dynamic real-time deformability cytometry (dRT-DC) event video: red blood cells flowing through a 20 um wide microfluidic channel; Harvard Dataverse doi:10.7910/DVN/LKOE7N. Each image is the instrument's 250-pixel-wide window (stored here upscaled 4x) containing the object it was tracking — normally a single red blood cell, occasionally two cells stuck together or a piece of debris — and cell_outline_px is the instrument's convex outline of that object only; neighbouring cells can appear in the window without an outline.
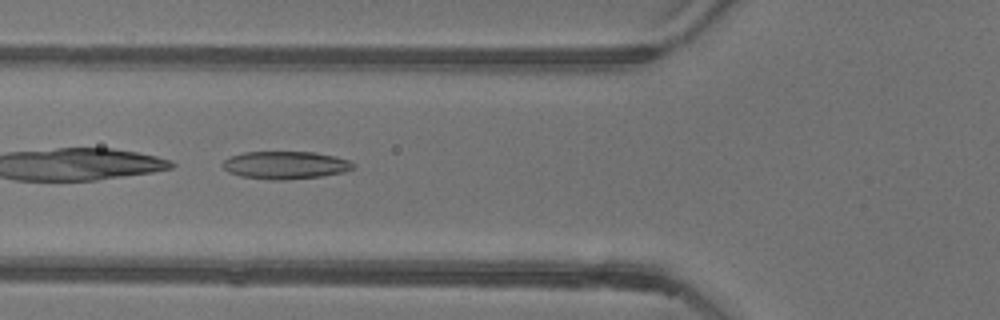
{"species": "common noctule bat (a hibernating species)", "species_latin": "Nyctalus noctula", "temperature_condition": "warm", "stored_images_in_passage": 38, "camera_frame_rate_fps": 3000, "um_per_image_px": 0.085, "animal": {"sex": "female"}, "frame": {"image": 1, "passage_image": 6, "time_ms": 1.667, "image_size_px": [1000, 320], "cell_outline_px": [[356, 168], [344, 172], [320, 176], [284, 180], [272, 180], [240, 176], [228, 172], [220, 164], [224, 160], [232, 156], [244, 152], [316, 152], [336, 156], [348, 160], [356, 164]], "centroid_in_image_um": [24.28, 14.03], "position_along_channel_um": 101.5, "area_um2": 21.21}}
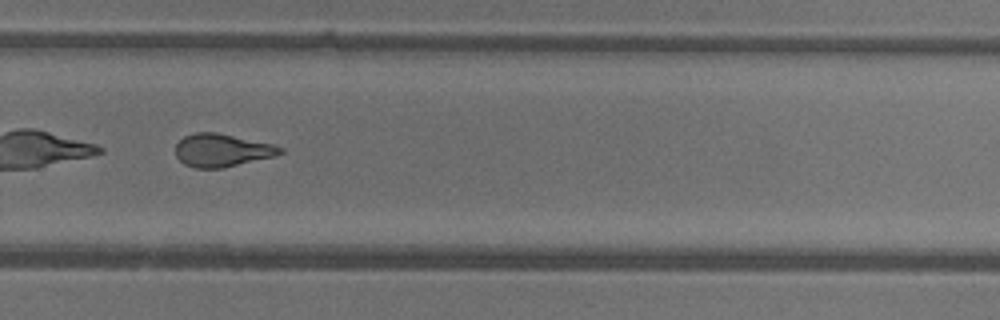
{"frame": {"image": 2, "passage_image": 22, "time_ms": 7.0, "image_size_px": [1000, 320], "cell_outline_px": [[284, 152], [276, 156], [224, 168], [196, 168], [184, 164], [176, 156], [176, 144], [184, 136], [196, 132], [216, 132], [272, 144], [284, 148]], "centroid_in_image_um": [18.88, 12.78], "position_along_channel_um": 310.9, "area_um2": 20.11}, "authors_computed_cell_mechanics": {"area_um2": 20.8947, "velocity_mm_per_s": 3.9215, "shape_relaxation_time_tau1_ms": null, "shape_relaxation_time_tau2_ms": 2.1813, "deformation_change_tau1": null, "deformation_change_tau2": 0.1126}}